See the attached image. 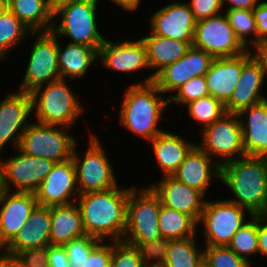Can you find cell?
<instances>
[{
    "mask_svg": "<svg viewBox=\"0 0 267 267\" xmlns=\"http://www.w3.org/2000/svg\"><path fill=\"white\" fill-rule=\"evenodd\" d=\"M109 267H145L137 249L124 241H112Z\"/></svg>",
    "mask_w": 267,
    "mask_h": 267,
    "instance_id": "60d3db41",
    "label": "cell"
},
{
    "mask_svg": "<svg viewBox=\"0 0 267 267\" xmlns=\"http://www.w3.org/2000/svg\"><path fill=\"white\" fill-rule=\"evenodd\" d=\"M102 240L85 235L83 237L71 240L64 245L71 267H81L82 264L88 259L91 251Z\"/></svg>",
    "mask_w": 267,
    "mask_h": 267,
    "instance_id": "ab89813d",
    "label": "cell"
},
{
    "mask_svg": "<svg viewBox=\"0 0 267 267\" xmlns=\"http://www.w3.org/2000/svg\"><path fill=\"white\" fill-rule=\"evenodd\" d=\"M251 217L246 209L235 203L223 198L213 200L208 197L197 223V231L198 234L202 232L204 246H227L232 236Z\"/></svg>",
    "mask_w": 267,
    "mask_h": 267,
    "instance_id": "ba28073f",
    "label": "cell"
},
{
    "mask_svg": "<svg viewBox=\"0 0 267 267\" xmlns=\"http://www.w3.org/2000/svg\"><path fill=\"white\" fill-rule=\"evenodd\" d=\"M157 181L147 185L159 197L161 205L188 214L198 223L207 197L172 176H163Z\"/></svg>",
    "mask_w": 267,
    "mask_h": 267,
    "instance_id": "d6986e66",
    "label": "cell"
},
{
    "mask_svg": "<svg viewBox=\"0 0 267 267\" xmlns=\"http://www.w3.org/2000/svg\"><path fill=\"white\" fill-rule=\"evenodd\" d=\"M184 108L191 121L200 125L198 133L227 113L225 105L211 95L194 100Z\"/></svg>",
    "mask_w": 267,
    "mask_h": 267,
    "instance_id": "e575fe53",
    "label": "cell"
},
{
    "mask_svg": "<svg viewBox=\"0 0 267 267\" xmlns=\"http://www.w3.org/2000/svg\"><path fill=\"white\" fill-rule=\"evenodd\" d=\"M111 256L112 241H101L81 267H109Z\"/></svg>",
    "mask_w": 267,
    "mask_h": 267,
    "instance_id": "ee69618b",
    "label": "cell"
},
{
    "mask_svg": "<svg viewBox=\"0 0 267 267\" xmlns=\"http://www.w3.org/2000/svg\"><path fill=\"white\" fill-rule=\"evenodd\" d=\"M0 267H21L15 254L0 249Z\"/></svg>",
    "mask_w": 267,
    "mask_h": 267,
    "instance_id": "816d5d0a",
    "label": "cell"
},
{
    "mask_svg": "<svg viewBox=\"0 0 267 267\" xmlns=\"http://www.w3.org/2000/svg\"><path fill=\"white\" fill-rule=\"evenodd\" d=\"M209 95L204 76H196L180 86L169 98V110L171 105L183 107L201 97Z\"/></svg>",
    "mask_w": 267,
    "mask_h": 267,
    "instance_id": "f35d334b",
    "label": "cell"
},
{
    "mask_svg": "<svg viewBox=\"0 0 267 267\" xmlns=\"http://www.w3.org/2000/svg\"><path fill=\"white\" fill-rule=\"evenodd\" d=\"M142 36L140 38L144 42L147 50V59L151 73L145 78L142 77V81L139 79L140 82L138 80V82H131L130 84H146L153 82L154 76L160 70L182 58L193 44L158 36L150 30L148 34Z\"/></svg>",
    "mask_w": 267,
    "mask_h": 267,
    "instance_id": "d4e9b609",
    "label": "cell"
},
{
    "mask_svg": "<svg viewBox=\"0 0 267 267\" xmlns=\"http://www.w3.org/2000/svg\"><path fill=\"white\" fill-rule=\"evenodd\" d=\"M8 9V0H0V15Z\"/></svg>",
    "mask_w": 267,
    "mask_h": 267,
    "instance_id": "db71d44e",
    "label": "cell"
},
{
    "mask_svg": "<svg viewBox=\"0 0 267 267\" xmlns=\"http://www.w3.org/2000/svg\"><path fill=\"white\" fill-rule=\"evenodd\" d=\"M220 183L232 194L226 200L252 216L267 214V157L245 156L222 165Z\"/></svg>",
    "mask_w": 267,
    "mask_h": 267,
    "instance_id": "3957f363",
    "label": "cell"
},
{
    "mask_svg": "<svg viewBox=\"0 0 267 267\" xmlns=\"http://www.w3.org/2000/svg\"><path fill=\"white\" fill-rule=\"evenodd\" d=\"M138 186L134 185L130 190L127 201L126 229L122 239L126 243H145L162 237L158 225L161 201L148 185Z\"/></svg>",
    "mask_w": 267,
    "mask_h": 267,
    "instance_id": "52a82bcc",
    "label": "cell"
},
{
    "mask_svg": "<svg viewBox=\"0 0 267 267\" xmlns=\"http://www.w3.org/2000/svg\"><path fill=\"white\" fill-rule=\"evenodd\" d=\"M180 134L165 130L157 135L149 143L152 146L151 156L155 158L161 176H172L182 164L186 155L196 145V141H190Z\"/></svg>",
    "mask_w": 267,
    "mask_h": 267,
    "instance_id": "cb8c5ba5",
    "label": "cell"
},
{
    "mask_svg": "<svg viewBox=\"0 0 267 267\" xmlns=\"http://www.w3.org/2000/svg\"><path fill=\"white\" fill-rule=\"evenodd\" d=\"M62 41L57 37V60L60 78L76 82L75 79L79 81V79L88 76L93 65L98 64L99 48L68 42L65 43L66 45H62Z\"/></svg>",
    "mask_w": 267,
    "mask_h": 267,
    "instance_id": "4316f807",
    "label": "cell"
},
{
    "mask_svg": "<svg viewBox=\"0 0 267 267\" xmlns=\"http://www.w3.org/2000/svg\"><path fill=\"white\" fill-rule=\"evenodd\" d=\"M199 134L200 139L196 144L220 167L246 156L237 114L225 113Z\"/></svg>",
    "mask_w": 267,
    "mask_h": 267,
    "instance_id": "8fae6325",
    "label": "cell"
},
{
    "mask_svg": "<svg viewBox=\"0 0 267 267\" xmlns=\"http://www.w3.org/2000/svg\"><path fill=\"white\" fill-rule=\"evenodd\" d=\"M172 177L199 190L208 198L210 186L215 181L220 183L221 167L196 144Z\"/></svg>",
    "mask_w": 267,
    "mask_h": 267,
    "instance_id": "44dd1931",
    "label": "cell"
},
{
    "mask_svg": "<svg viewBox=\"0 0 267 267\" xmlns=\"http://www.w3.org/2000/svg\"><path fill=\"white\" fill-rule=\"evenodd\" d=\"M263 70L251 56L242 66V73L230 100L225 104L227 113L238 114L241 110L267 100L263 92L265 82Z\"/></svg>",
    "mask_w": 267,
    "mask_h": 267,
    "instance_id": "7402d4cb",
    "label": "cell"
},
{
    "mask_svg": "<svg viewBox=\"0 0 267 267\" xmlns=\"http://www.w3.org/2000/svg\"><path fill=\"white\" fill-rule=\"evenodd\" d=\"M16 256L21 267H48V246L25 249Z\"/></svg>",
    "mask_w": 267,
    "mask_h": 267,
    "instance_id": "7bdbcfd3",
    "label": "cell"
},
{
    "mask_svg": "<svg viewBox=\"0 0 267 267\" xmlns=\"http://www.w3.org/2000/svg\"><path fill=\"white\" fill-rule=\"evenodd\" d=\"M8 9L32 32H49L53 27L51 0H8Z\"/></svg>",
    "mask_w": 267,
    "mask_h": 267,
    "instance_id": "f546056e",
    "label": "cell"
},
{
    "mask_svg": "<svg viewBox=\"0 0 267 267\" xmlns=\"http://www.w3.org/2000/svg\"><path fill=\"white\" fill-rule=\"evenodd\" d=\"M170 239L160 237L145 243H128L133 245L145 267H164Z\"/></svg>",
    "mask_w": 267,
    "mask_h": 267,
    "instance_id": "8d00e7d4",
    "label": "cell"
},
{
    "mask_svg": "<svg viewBox=\"0 0 267 267\" xmlns=\"http://www.w3.org/2000/svg\"><path fill=\"white\" fill-rule=\"evenodd\" d=\"M186 2L196 21L224 13L222 0H189Z\"/></svg>",
    "mask_w": 267,
    "mask_h": 267,
    "instance_id": "b9f144b4",
    "label": "cell"
},
{
    "mask_svg": "<svg viewBox=\"0 0 267 267\" xmlns=\"http://www.w3.org/2000/svg\"><path fill=\"white\" fill-rule=\"evenodd\" d=\"M72 130L32 121L22 134L17 149L23 154L47 158L55 163L67 161L72 159L74 147L79 142Z\"/></svg>",
    "mask_w": 267,
    "mask_h": 267,
    "instance_id": "9c48e42d",
    "label": "cell"
},
{
    "mask_svg": "<svg viewBox=\"0 0 267 267\" xmlns=\"http://www.w3.org/2000/svg\"><path fill=\"white\" fill-rule=\"evenodd\" d=\"M152 33L182 42L193 43L197 21L189 4L175 0L160 6L148 18Z\"/></svg>",
    "mask_w": 267,
    "mask_h": 267,
    "instance_id": "2e32d148",
    "label": "cell"
},
{
    "mask_svg": "<svg viewBox=\"0 0 267 267\" xmlns=\"http://www.w3.org/2000/svg\"><path fill=\"white\" fill-rule=\"evenodd\" d=\"M127 86L119 104L118 123L127 133L149 143L166 130L160 124L169 100L153 82Z\"/></svg>",
    "mask_w": 267,
    "mask_h": 267,
    "instance_id": "7a4b0ae2",
    "label": "cell"
},
{
    "mask_svg": "<svg viewBox=\"0 0 267 267\" xmlns=\"http://www.w3.org/2000/svg\"><path fill=\"white\" fill-rule=\"evenodd\" d=\"M4 186H3V179H2V174H1V170H0V200H1V196L4 192Z\"/></svg>",
    "mask_w": 267,
    "mask_h": 267,
    "instance_id": "11a10c76",
    "label": "cell"
},
{
    "mask_svg": "<svg viewBox=\"0 0 267 267\" xmlns=\"http://www.w3.org/2000/svg\"><path fill=\"white\" fill-rule=\"evenodd\" d=\"M192 46L213 58L238 56L248 50L236 37L225 13L197 21Z\"/></svg>",
    "mask_w": 267,
    "mask_h": 267,
    "instance_id": "4fadbf2b",
    "label": "cell"
},
{
    "mask_svg": "<svg viewBox=\"0 0 267 267\" xmlns=\"http://www.w3.org/2000/svg\"><path fill=\"white\" fill-rule=\"evenodd\" d=\"M84 1H100V0H51L52 9L54 10L57 7L67 5L70 3L84 2Z\"/></svg>",
    "mask_w": 267,
    "mask_h": 267,
    "instance_id": "f5cc1de1",
    "label": "cell"
},
{
    "mask_svg": "<svg viewBox=\"0 0 267 267\" xmlns=\"http://www.w3.org/2000/svg\"><path fill=\"white\" fill-rule=\"evenodd\" d=\"M71 82V83H70ZM71 80L57 79L30 93L33 121L46 125L75 128L86 110ZM70 83V84H69Z\"/></svg>",
    "mask_w": 267,
    "mask_h": 267,
    "instance_id": "277c9868",
    "label": "cell"
},
{
    "mask_svg": "<svg viewBox=\"0 0 267 267\" xmlns=\"http://www.w3.org/2000/svg\"><path fill=\"white\" fill-rule=\"evenodd\" d=\"M224 13L236 37L247 49L257 43V26L253 10H224Z\"/></svg>",
    "mask_w": 267,
    "mask_h": 267,
    "instance_id": "d590c367",
    "label": "cell"
},
{
    "mask_svg": "<svg viewBox=\"0 0 267 267\" xmlns=\"http://www.w3.org/2000/svg\"><path fill=\"white\" fill-rule=\"evenodd\" d=\"M158 225L162 237L168 239H183L199 237L197 222L188 214L161 205Z\"/></svg>",
    "mask_w": 267,
    "mask_h": 267,
    "instance_id": "d6a6232c",
    "label": "cell"
},
{
    "mask_svg": "<svg viewBox=\"0 0 267 267\" xmlns=\"http://www.w3.org/2000/svg\"><path fill=\"white\" fill-rule=\"evenodd\" d=\"M249 49L238 56L214 58L204 75L209 95L224 105L230 100L242 73V66L251 57Z\"/></svg>",
    "mask_w": 267,
    "mask_h": 267,
    "instance_id": "603a6c76",
    "label": "cell"
},
{
    "mask_svg": "<svg viewBox=\"0 0 267 267\" xmlns=\"http://www.w3.org/2000/svg\"><path fill=\"white\" fill-rule=\"evenodd\" d=\"M38 205L32 192L4 190L0 200V249L23 228Z\"/></svg>",
    "mask_w": 267,
    "mask_h": 267,
    "instance_id": "ffe728a7",
    "label": "cell"
},
{
    "mask_svg": "<svg viewBox=\"0 0 267 267\" xmlns=\"http://www.w3.org/2000/svg\"><path fill=\"white\" fill-rule=\"evenodd\" d=\"M257 26V43L267 40V0H262L253 9Z\"/></svg>",
    "mask_w": 267,
    "mask_h": 267,
    "instance_id": "f6af8a7d",
    "label": "cell"
},
{
    "mask_svg": "<svg viewBox=\"0 0 267 267\" xmlns=\"http://www.w3.org/2000/svg\"><path fill=\"white\" fill-rule=\"evenodd\" d=\"M48 267H71L64 246L49 245L47 256Z\"/></svg>",
    "mask_w": 267,
    "mask_h": 267,
    "instance_id": "bcb514c9",
    "label": "cell"
},
{
    "mask_svg": "<svg viewBox=\"0 0 267 267\" xmlns=\"http://www.w3.org/2000/svg\"><path fill=\"white\" fill-rule=\"evenodd\" d=\"M118 187L80 194L76 204L86 235L102 241H122L126 229L129 192L134 187Z\"/></svg>",
    "mask_w": 267,
    "mask_h": 267,
    "instance_id": "6da1fadb",
    "label": "cell"
},
{
    "mask_svg": "<svg viewBox=\"0 0 267 267\" xmlns=\"http://www.w3.org/2000/svg\"><path fill=\"white\" fill-rule=\"evenodd\" d=\"M95 132V133H93ZM88 142L85 152H79L77 142L72 155L76 170V184L79 194L91 191H104L118 187L120 182L116 175V167L111 162L107 148L104 147L101 136L92 129L88 131ZM78 146V148H77Z\"/></svg>",
    "mask_w": 267,
    "mask_h": 267,
    "instance_id": "5b68a950",
    "label": "cell"
},
{
    "mask_svg": "<svg viewBox=\"0 0 267 267\" xmlns=\"http://www.w3.org/2000/svg\"><path fill=\"white\" fill-rule=\"evenodd\" d=\"M34 194L41 206L50 207L76 202L80 194L72 159L55 163Z\"/></svg>",
    "mask_w": 267,
    "mask_h": 267,
    "instance_id": "ac0fdd59",
    "label": "cell"
},
{
    "mask_svg": "<svg viewBox=\"0 0 267 267\" xmlns=\"http://www.w3.org/2000/svg\"><path fill=\"white\" fill-rule=\"evenodd\" d=\"M204 265L206 267H252L228 246H204Z\"/></svg>",
    "mask_w": 267,
    "mask_h": 267,
    "instance_id": "74e56055",
    "label": "cell"
},
{
    "mask_svg": "<svg viewBox=\"0 0 267 267\" xmlns=\"http://www.w3.org/2000/svg\"><path fill=\"white\" fill-rule=\"evenodd\" d=\"M99 2L102 1L70 3L55 8L51 31L58 38L66 37L68 43L99 48L106 39L99 29Z\"/></svg>",
    "mask_w": 267,
    "mask_h": 267,
    "instance_id": "8992f818",
    "label": "cell"
},
{
    "mask_svg": "<svg viewBox=\"0 0 267 267\" xmlns=\"http://www.w3.org/2000/svg\"><path fill=\"white\" fill-rule=\"evenodd\" d=\"M31 31L9 10L0 15V63L31 39ZM27 39V40H26ZM16 48V49H15ZM8 55V56H7Z\"/></svg>",
    "mask_w": 267,
    "mask_h": 267,
    "instance_id": "1f68e13d",
    "label": "cell"
},
{
    "mask_svg": "<svg viewBox=\"0 0 267 267\" xmlns=\"http://www.w3.org/2000/svg\"><path fill=\"white\" fill-rule=\"evenodd\" d=\"M50 231V207L38 205L23 228L3 250L16 255L25 249L49 246L51 245Z\"/></svg>",
    "mask_w": 267,
    "mask_h": 267,
    "instance_id": "83f0119b",
    "label": "cell"
},
{
    "mask_svg": "<svg viewBox=\"0 0 267 267\" xmlns=\"http://www.w3.org/2000/svg\"><path fill=\"white\" fill-rule=\"evenodd\" d=\"M5 95L0 100V155L10 144L12 150L18 148L22 134L33 121L30 93L11 90Z\"/></svg>",
    "mask_w": 267,
    "mask_h": 267,
    "instance_id": "9a60e30c",
    "label": "cell"
},
{
    "mask_svg": "<svg viewBox=\"0 0 267 267\" xmlns=\"http://www.w3.org/2000/svg\"><path fill=\"white\" fill-rule=\"evenodd\" d=\"M213 59L204 50L191 46L182 58L160 70L154 76L153 83L169 98L191 78L204 76L209 71Z\"/></svg>",
    "mask_w": 267,
    "mask_h": 267,
    "instance_id": "e0dca14e",
    "label": "cell"
},
{
    "mask_svg": "<svg viewBox=\"0 0 267 267\" xmlns=\"http://www.w3.org/2000/svg\"><path fill=\"white\" fill-rule=\"evenodd\" d=\"M51 245L64 246L71 240L86 235L80 209L76 202L50 206Z\"/></svg>",
    "mask_w": 267,
    "mask_h": 267,
    "instance_id": "f1b7e54d",
    "label": "cell"
},
{
    "mask_svg": "<svg viewBox=\"0 0 267 267\" xmlns=\"http://www.w3.org/2000/svg\"><path fill=\"white\" fill-rule=\"evenodd\" d=\"M261 1L262 0H222V4L224 10H253Z\"/></svg>",
    "mask_w": 267,
    "mask_h": 267,
    "instance_id": "681fc988",
    "label": "cell"
},
{
    "mask_svg": "<svg viewBox=\"0 0 267 267\" xmlns=\"http://www.w3.org/2000/svg\"><path fill=\"white\" fill-rule=\"evenodd\" d=\"M110 40L106 37L104 43L98 50V65L108 71L118 72L120 75L126 73L135 75L145 71L150 72L147 59V50L141 38L126 40Z\"/></svg>",
    "mask_w": 267,
    "mask_h": 267,
    "instance_id": "5bb4252c",
    "label": "cell"
},
{
    "mask_svg": "<svg viewBox=\"0 0 267 267\" xmlns=\"http://www.w3.org/2000/svg\"><path fill=\"white\" fill-rule=\"evenodd\" d=\"M108 1V0H107ZM110 3H113L114 5H116V9H117V5L118 8H122L123 12H128V13H134L139 11L138 9H140V5H142L143 0H109Z\"/></svg>",
    "mask_w": 267,
    "mask_h": 267,
    "instance_id": "f907efd6",
    "label": "cell"
},
{
    "mask_svg": "<svg viewBox=\"0 0 267 267\" xmlns=\"http://www.w3.org/2000/svg\"><path fill=\"white\" fill-rule=\"evenodd\" d=\"M227 246L253 265L252 256L258 257V215L252 216L245 222L232 236Z\"/></svg>",
    "mask_w": 267,
    "mask_h": 267,
    "instance_id": "836d02e7",
    "label": "cell"
},
{
    "mask_svg": "<svg viewBox=\"0 0 267 267\" xmlns=\"http://www.w3.org/2000/svg\"><path fill=\"white\" fill-rule=\"evenodd\" d=\"M196 239L197 237L170 239L164 267H202L204 244Z\"/></svg>",
    "mask_w": 267,
    "mask_h": 267,
    "instance_id": "4dcf8cb0",
    "label": "cell"
},
{
    "mask_svg": "<svg viewBox=\"0 0 267 267\" xmlns=\"http://www.w3.org/2000/svg\"><path fill=\"white\" fill-rule=\"evenodd\" d=\"M258 256L267 261V214L258 215Z\"/></svg>",
    "mask_w": 267,
    "mask_h": 267,
    "instance_id": "c3c4849f",
    "label": "cell"
},
{
    "mask_svg": "<svg viewBox=\"0 0 267 267\" xmlns=\"http://www.w3.org/2000/svg\"><path fill=\"white\" fill-rule=\"evenodd\" d=\"M246 156L267 157V100L238 114Z\"/></svg>",
    "mask_w": 267,
    "mask_h": 267,
    "instance_id": "484cf974",
    "label": "cell"
},
{
    "mask_svg": "<svg viewBox=\"0 0 267 267\" xmlns=\"http://www.w3.org/2000/svg\"><path fill=\"white\" fill-rule=\"evenodd\" d=\"M0 155V170L5 190L34 193L55 164L50 159L23 154ZM7 156V157H3Z\"/></svg>",
    "mask_w": 267,
    "mask_h": 267,
    "instance_id": "7c38bea8",
    "label": "cell"
},
{
    "mask_svg": "<svg viewBox=\"0 0 267 267\" xmlns=\"http://www.w3.org/2000/svg\"><path fill=\"white\" fill-rule=\"evenodd\" d=\"M34 38L25 59L27 65L17 91L31 93L36 88L60 79L58 70L57 36L52 32L31 33Z\"/></svg>",
    "mask_w": 267,
    "mask_h": 267,
    "instance_id": "30bf717a",
    "label": "cell"
},
{
    "mask_svg": "<svg viewBox=\"0 0 267 267\" xmlns=\"http://www.w3.org/2000/svg\"><path fill=\"white\" fill-rule=\"evenodd\" d=\"M249 51L252 57L259 63L260 68L263 70L267 83V40L254 44Z\"/></svg>",
    "mask_w": 267,
    "mask_h": 267,
    "instance_id": "7dc6e473",
    "label": "cell"
}]
</instances>
